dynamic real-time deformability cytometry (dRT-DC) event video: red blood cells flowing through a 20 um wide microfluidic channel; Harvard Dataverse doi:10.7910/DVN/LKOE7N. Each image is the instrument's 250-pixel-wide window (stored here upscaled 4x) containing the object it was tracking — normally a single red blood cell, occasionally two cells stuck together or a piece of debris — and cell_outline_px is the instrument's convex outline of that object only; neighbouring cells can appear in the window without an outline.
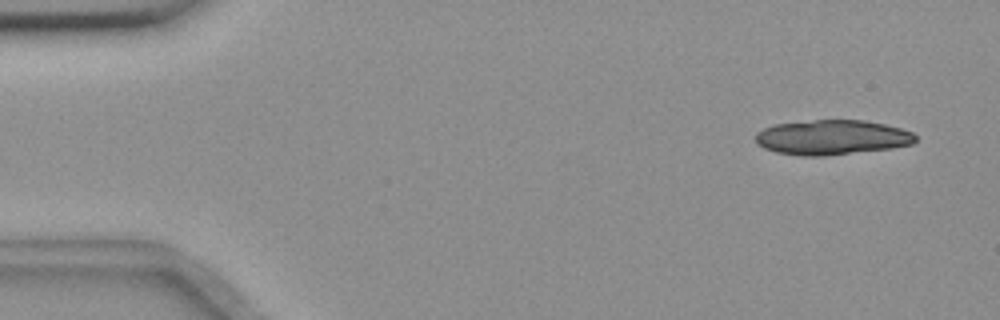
{"species": "common noctule bat (a hibernating species)", "species_latin": "Nyctalus noctula", "temperature_condition": "room temperature", "stored_images_in_passage": 30, "camera_frame_rate_fps": 3000, "um_per_image_px": 0.085, "animal": {"sex": "female", "body_mass_g": 18.4}, "frame": {"image": 1, "passage_image": 3, "time_ms": 0.667, "image_size_px": [1000, 320], "cell_outline_px": [[916, 140], [912, 144], [892, 148], [824, 156], [804, 156], [776, 152], [764, 148], [756, 144], [756, 132], [772, 124], [816, 120], [864, 120], [884, 124], [900, 128], [912, 132], [916, 136]], "centroid_in_image_um": [70.7, 11.67], "position_along_channel_um": 14.3, "area_um2": 32.48}}
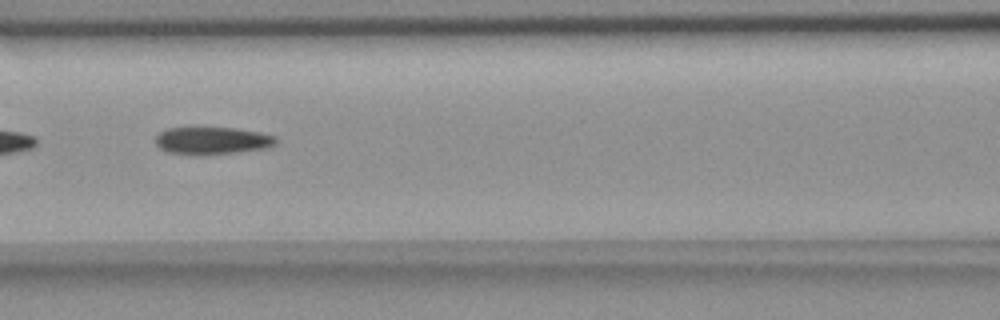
{"frame": {"image": 2, "passage_image": 24, "time_ms": 7.667, "image_size_px": [1000, 320], "cell_outline_px": [[276, 144], [264, 148], [236, 152], [168, 152], [160, 148], [156, 144], [156, 136], [160, 132], [168, 128], [192, 124], [232, 128], [260, 132], [276, 136]], "centroid_in_image_um": [18.01, 11.85], "position_along_channel_um": 148.6, "area_um2": 19.13}}
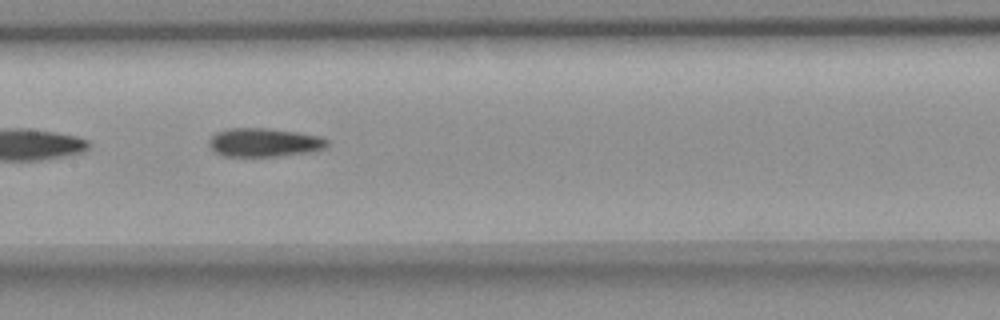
{"frame": {"image": 3, "passage_image": 27, "time_ms": 8.667, "image_size_px": [1000, 320], "cell_outline_px": [[328, 148], [312, 152], [276, 156], [224, 156], [216, 152], [208, 144], [208, 140], [216, 132], [228, 128], [268, 128], [296, 132], [320, 136], [328, 140]], "centroid_in_image_um": [22.48, 12.11], "position_along_channel_um": 184.9, "area_um2": 19.83}}